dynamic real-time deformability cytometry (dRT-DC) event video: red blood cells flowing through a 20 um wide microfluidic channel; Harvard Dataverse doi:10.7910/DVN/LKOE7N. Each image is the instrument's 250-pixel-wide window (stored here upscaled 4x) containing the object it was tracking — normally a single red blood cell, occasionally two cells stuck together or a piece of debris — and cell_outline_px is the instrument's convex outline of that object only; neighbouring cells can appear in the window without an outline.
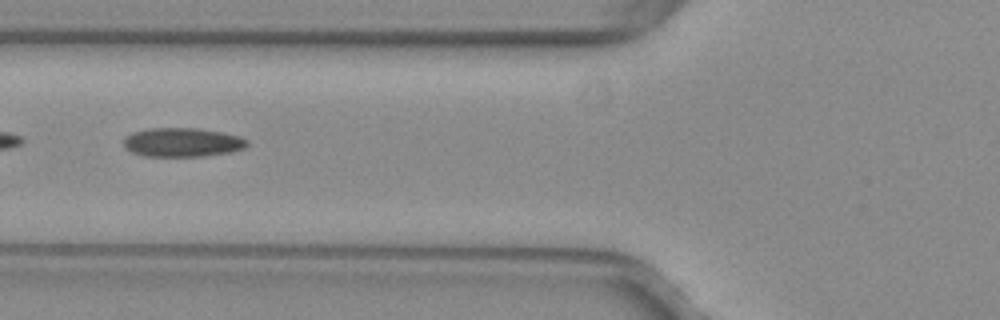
{"species": "common noctule bat (a hibernating species)", "species_latin": "Nyctalus noctula", "temperature_condition": "warm", "stored_images_in_passage": 49, "camera_frame_rate_fps": 3000, "um_per_image_px": 0.085, "animal": {"sex": "female", "body_mass_g": 29.2, "forearm_length_mm": 56.3}, "frame": {"image": 1, "passage_image": 18, "time_ms": 5.667, "image_size_px": [1000, 320], "cell_outline_px": [[248, 144], [244, 148], [232, 152], [204, 156], [144, 156], [132, 152], [124, 144], [124, 136], [132, 132], [148, 128], [200, 128], [240, 136], [248, 140]], "centroid_in_image_um": [15.51, 12.09], "position_along_channel_um": 110.3, "area_um2": 20.92}}
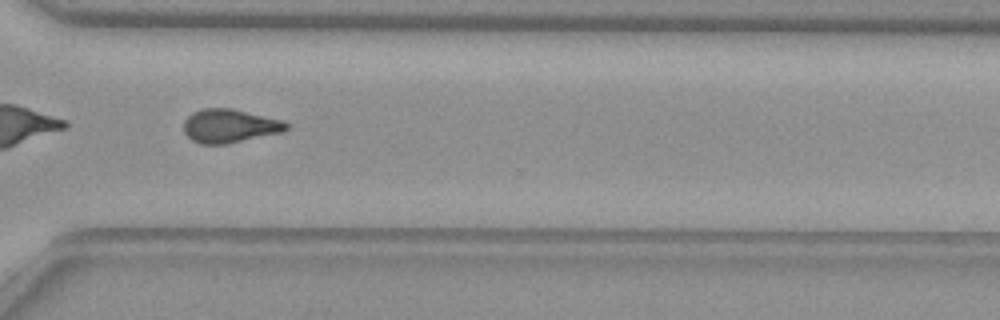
{"frame": {"image": 2, "passage_image": 36, "time_ms": 11.667, "image_size_px": [1000, 320], "cell_outline_px": [[288, 128], [284, 132], [228, 144], [200, 144], [192, 140], [184, 132], [184, 120], [192, 112], [200, 108], [232, 108], [284, 120], [288, 124]], "centroid_in_image_um": [19.53, 10.7], "position_along_channel_um": 351.1, "area_um2": 20.4}}
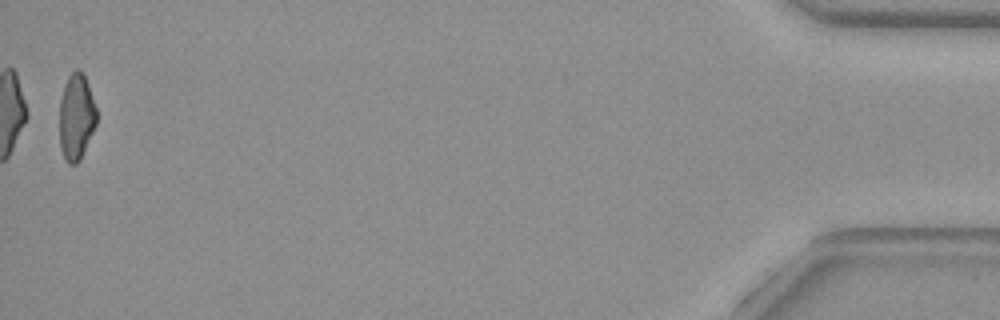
{"frame": {"image": 3, "passage_image": 49, "time_ms": 16.0, "image_size_px": [1000, 320], "cell_outline_px": [[96, 124], [80, 160], [76, 164], [68, 164], [64, 160], [60, 148], [60, 100], [64, 84], [68, 76], [76, 68], [80, 68], [84, 72], [96, 108]], "centroid_in_image_um": [6.47, 9.92], "position_along_channel_um": 428.7, "area_um2": 18.79}, "authors_computed_cell_mechanics": {"area_um2": 20.7502, "velocity_mm_per_s": 4.0066, "shape_relaxation_time_tau1_ms": null, "shape_relaxation_time_tau2_ms": 2.4813, "deformation_change_tau1": null, "deformation_change_tau2": 0.0939}}